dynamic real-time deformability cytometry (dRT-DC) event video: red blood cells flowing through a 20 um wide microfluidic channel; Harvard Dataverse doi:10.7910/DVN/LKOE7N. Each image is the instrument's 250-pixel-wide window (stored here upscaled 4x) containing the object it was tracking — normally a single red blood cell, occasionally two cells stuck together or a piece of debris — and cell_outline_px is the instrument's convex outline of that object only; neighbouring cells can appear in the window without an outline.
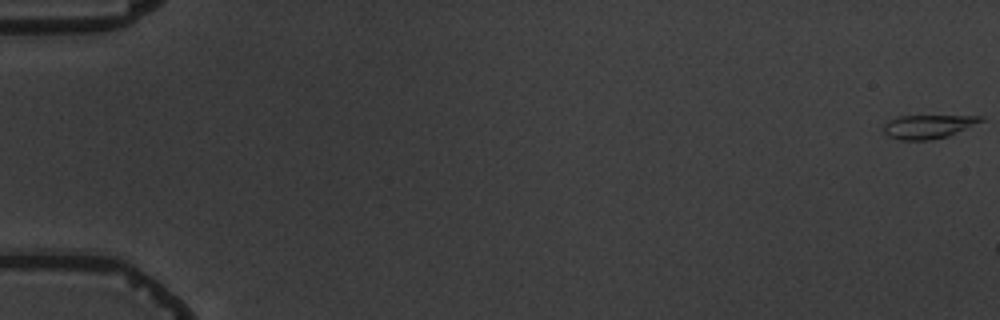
{"species": "common noctule bat (a hibernating species)", "species_latin": "Nyctalus noctula", "temperature_condition": "warm", "stored_images_in_passage": 4, "camera_frame_rate_fps": 3000, "um_per_image_px": 0.085, "animal": {"sex": "male", "body_mass_g": 19.5, "forearm_length_mm": 54.6}, "frame": {"image": 1, "passage_image": 1, "time_ms": 0.0, "image_size_px": [1000, 320], "cell_outline_px": [[984, 120], [948, 136], [928, 140], [900, 140], [888, 136], [884, 132], [884, 124], [888, 120], [900, 116], [984, 116]], "centroid_in_image_um": [78.86, 10.76], "position_along_channel_um": 6.1, "area_um2": 13.24}}